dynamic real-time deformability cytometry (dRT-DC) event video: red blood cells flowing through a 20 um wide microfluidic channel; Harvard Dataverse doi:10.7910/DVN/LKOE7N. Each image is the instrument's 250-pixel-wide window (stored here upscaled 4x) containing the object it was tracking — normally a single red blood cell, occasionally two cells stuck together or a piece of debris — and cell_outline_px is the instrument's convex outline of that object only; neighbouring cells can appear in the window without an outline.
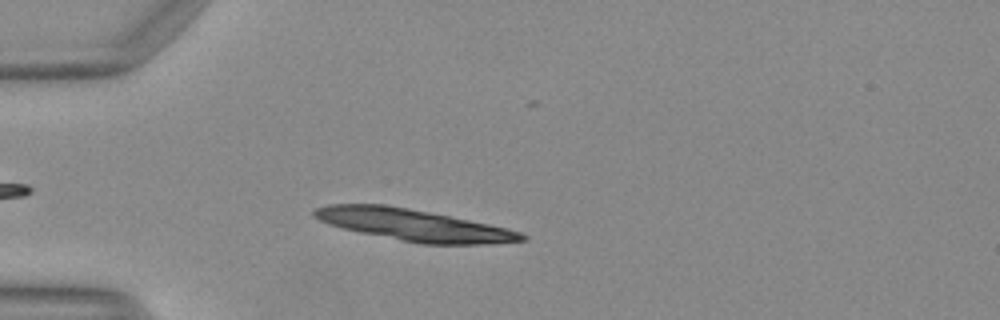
{"species": "Egyptian fruit bat (a non-hibernating species)", "species_latin": "Rousettus aegyptiacus", "temperature_condition": "warm", "stored_images_in_passage": 19, "camera_frame_rate_fps": 3000, "um_per_image_px": 0.085, "animal": {"sex": "female"}, "frame": {"image": 1, "passage_image": 13, "time_ms": 4.0, "image_size_px": [1000, 320], "cell_outline_px": [[528, 240], [492, 244], [424, 244], [344, 228], [328, 224], [312, 216], [312, 212], [316, 208], [328, 204], [384, 204], [428, 212], [488, 224], [520, 232], [528, 236]], "centroid_in_image_um": [35.17, 19.12], "position_along_channel_um": 49.8, "area_um2": 37.45}}